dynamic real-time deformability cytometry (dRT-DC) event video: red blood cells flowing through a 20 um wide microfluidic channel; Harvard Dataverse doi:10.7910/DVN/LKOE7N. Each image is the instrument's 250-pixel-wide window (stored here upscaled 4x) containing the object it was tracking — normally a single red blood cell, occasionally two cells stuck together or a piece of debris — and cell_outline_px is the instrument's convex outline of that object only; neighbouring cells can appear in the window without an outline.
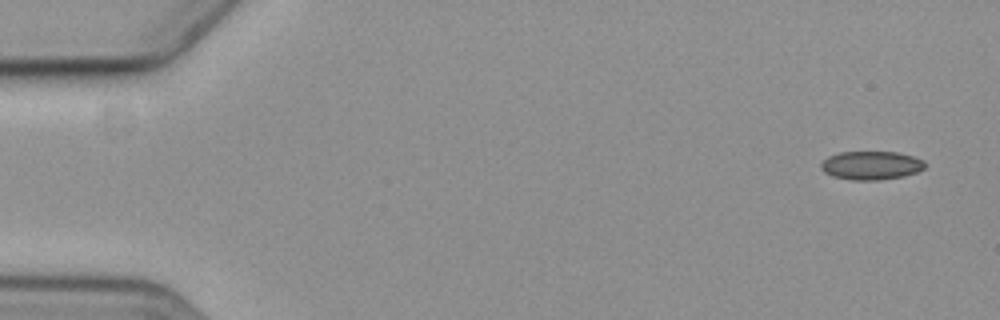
{"species": "common noctule bat (a hibernating species)", "species_latin": "Nyctalus noctula", "temperature_condition": "cold", "stored_images_in_passage": 4, "camera_frame_rate_fps": 3000, "um_per_image_px": 0.085, "animal": {"sex": "female", "body_mass_g": 19.3, "forearm_length_mm": 54.1}, "frame": {"image": 1, "passage_image": 1, "time_ms": 0.0, "image_size_px": [1000, 320], "cell_outline_px": [[928, 164], [924, 168], [916, 172], [904, 176], [880, 180], [852, 180], [832, 176], [824, 172], [820, 168], [820, 164], [828, 156], [840, 152], [896, 152], [912, 156], [924, 160]], "centroid_in_image_um": [74.05, 14.06], "position_along_channel_um": 10.9, "area_um2": 17.4}}